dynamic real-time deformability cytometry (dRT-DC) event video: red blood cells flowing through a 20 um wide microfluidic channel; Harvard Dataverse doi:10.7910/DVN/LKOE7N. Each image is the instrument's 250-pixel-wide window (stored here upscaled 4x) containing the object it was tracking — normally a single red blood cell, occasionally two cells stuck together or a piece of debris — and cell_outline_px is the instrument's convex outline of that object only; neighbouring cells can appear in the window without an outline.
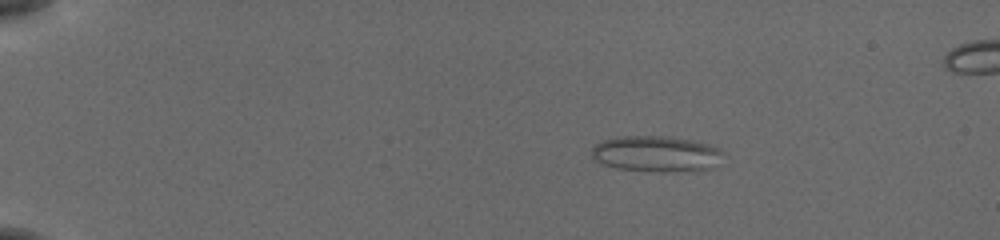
{"species": "common noctule bat (a hibernating species)", "species_latin": "Nyctalus noctula", "temperature_condition": "cold", "stored_images_in_passage": 46, "camera_frame_rate_fps": 3000, "um_per_image_px": 0.085, "animal": {"sex": "female", "body_mass_g": 19.5, "forearm_length_mm": 54.1}, "frame": {"image": 1, "passage_image": 1, "time_ms": 0.0, "image_size_px": [1000, 240], "cell_outline_px": [[724, 152], [716, 168], [696, 172], [664, 172], [616, 168], [600, 164], [592, 156], [592, 148], [596, 144], [604, 140], [620, 136], [664, 136], [688, 140], [708, 144], [720, 148]], "centroid_in_image_um": [55.84, 13.1], "position_along_channel_um": 29.2, "area_um2": 27.92}}
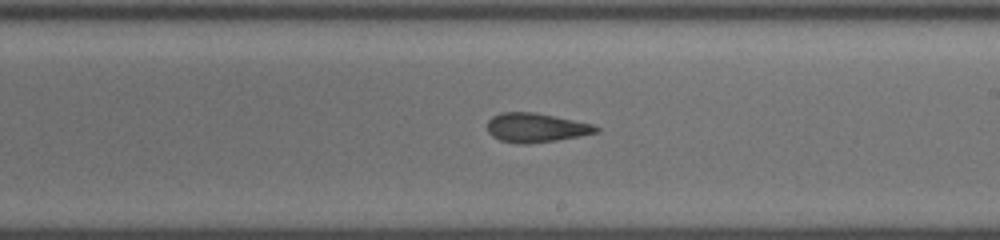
{"frame": {"image": 2, "passage_image": 25, "time_ms": 8.0, "image_size_px": [1000, 240], "cell_outline_px": [[600, 132], [580, 136], [556, 140], [524, 144], [520, 144], [500, 140], [492, 136], [488, 132], [488, 120], [492, 116], [500, 112], [536, 112], [592, 124], [600, 128]], "centroid_in_image_um": [45.55, 10.85], "position_along_channel_um": 243.4, "area_um2": 18.5}}
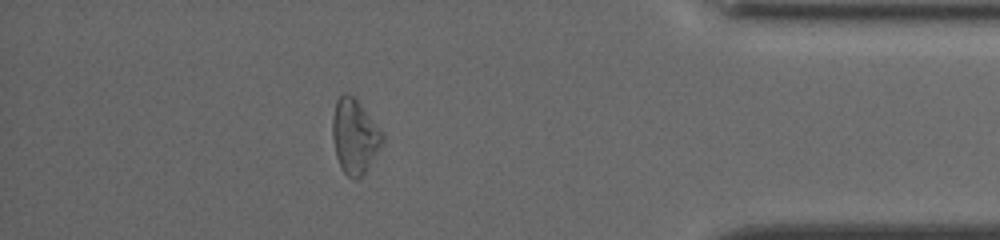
{"frame": {"image": 3, "passage_image": 40, "time_ms": 13.0, "image_size_px": [1000, 240], "cell_outline_px": [[384, 140], [380, 148], [364, 172], [356, 180], [348, 176], [340, 168], [336, 156], [332, 136], [332, 116], [336, 100], [344, 92], [348, 92], [360, 104], [384, 132]], "centroid_in_image_um": [30.13, 11.56], "position_along_channel_um": 405.1, "area_um2": 21.68}, "authors_computed_cell_mechanics": {"area_um2": 20.1722, "velocity_mm_per_s": 3.8325, "shape_relaxation_time_tau1_ms": 10.5232, "shape_relaxation_time_tau2_ms": 2.5488, "deformation_change_tau1": 0.1609, "deformation_change_tau2": 0.0992}}